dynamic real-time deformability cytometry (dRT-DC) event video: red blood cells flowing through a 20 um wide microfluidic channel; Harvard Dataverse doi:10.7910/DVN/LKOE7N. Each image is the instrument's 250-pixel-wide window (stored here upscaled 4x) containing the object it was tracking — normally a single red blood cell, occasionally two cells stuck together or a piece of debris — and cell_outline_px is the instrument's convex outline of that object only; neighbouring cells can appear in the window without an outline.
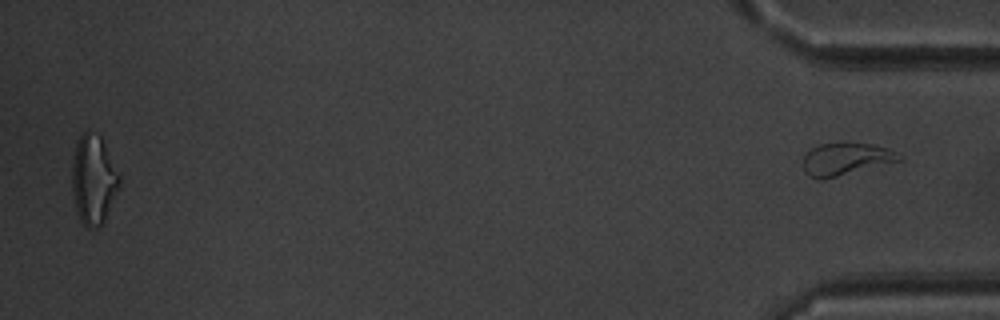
{"species": "common noctule bat (a hibernating species)", "species_latin": "Nyctalus noctula", "temperature_condition": "warm", "stored_images_in_passage": 51, "segment_of_instrument_passage": [2, 2], "camera_frame_rate_fps": 3000, "um_per_image_px": 0.085, "animal": {"sex": "male", "body_mass_g": 20.1, "forearm_length_mm": 53.5}, "frame": {"image": 1, "passage_image": 51, "time_ms": 16.667, "image_size_px": [1000, 320], "cell_outline_px": [[904, 160], [824, 180], [816, 180], [808, 176], [804, 172], [804, 156], [812, 148], [820, 144], [872, 144], [888, 148], [904, 156]], "centroid_in_image_um": [71.93, 13.56], "position_along_channel_um": 363.3, "area_um2": 18.21}}